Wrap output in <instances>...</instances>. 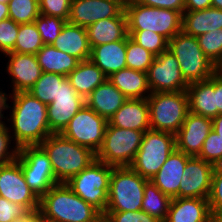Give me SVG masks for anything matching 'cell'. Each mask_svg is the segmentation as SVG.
<instances>
[{
  "label": "cell",
  "instance_id": "obj_1",
  "mask_svg": "<svg viewBox=\"0 0 222 222\" xmlns=\"http://www.w3.org/2000/svg\"><path fill=\"white\" fill-rule=\"evenodd\" d=\"M12 101L8 129L12 132V140L17 148L26 145H40L50 134L47 105L40 102L29 92L8 94Z\"/></svg>",
  "mask_w": 222,
  "mask_h": 222
},
{
  "label": "cell",
  "instance_id": "obj_2",
  "mask_svg": "<svg viewBox=\"0 0 222 222\" xmlns=\"http://www.w3.org/2000/svg\"><path fill=\"white\" fill-rule=\"evenodd\" d=\"M43 222H91L101 212L76 195L66 183H58L41 198Z\"/></svg>",
  "mask_w": 222,
  "mask_h": 222
},
{
  "label": "cell",
  "instance_id": "obj_3",
  "mask_svg": "<svg viewBox=\"0 0 222 222\" xmlns=\"http://www.w3.org/2000/svg\"><path fill=\"white\" fill-rule=\"evenodd\" d=\"M40 146L47 153L58 183H66L96 160L89 148L63 137L50 134Z\"/></svg>",
  "mask_w": 222,
  "mask_h": 222
},
{
  "label": "cell",
  "instance_id": "obj_4",
  "mask_svg": "<svg viewBox=\"0 0 222 222\" xmlns=\"http://www.w3.org/2000/svg\"><path fill=\"white\" fill-rule=\"evenodd\" d=\"M124 10L128 30H150L168 40L182 31L183 14L179 11L145 6L134 0H125Z\"/></svg>",
  "mask_w": 222,
  "mask_h": 222
},
{
  "label": "cell",
  "instance_id": "obj_5",
  "mask_svg": "<svg viewBox=\"0 0 222 222\" xmlns=\"http://www.w3.org/2000/svg\"><path fill=\"white\" fill-rule=\"evenodd\" d=\"M147 181L130 166L113 167L105 212L141 210Z\"/></svg>",
  "mask_w": 222,
  "mask_h": 222
},
{
  "label": "cell",
  "instance_id": "obj_6",
  "mask_svg": "<svg viewBox=\"0 0 222 222\" xmlns=\"http://www.w3.org/2000/svg\"><path fill=\"white\" fill-rule=\"evenodd\" d=\"M147 100L150 128L176 134L189 113L187 91L151 93Z\"/></svg>",
  "mask_w": 222,
  "mask_h": 222
},
{
  "label": "cell",
  "instance_id": "obj_7",
  "mask_svg": "<svg viewBox=\"0 0 222 222\" xmlns=\"http://www.w3.org/2000/svg\"><path fill=\"white\" fill-rule=\"evenodd\" d=\"M168 50L177 58L188 83L207 80L215 73V65L204 54L197 38L183 30L169 40Z\"/></svg>",
  "mask_w": 222,
  "mask_h": 222
},
{
  "label": "cell",
  "instance_id": "obj_8",
  "mask_svg": "<svg viewBox=\"0 0 222 222\" xmlns=\"http://www.w3.org/2000/svg\"><path fill=\"white\" fill-rule=\"evenodd\" d=\"M112 168L113 166L96 159L66 184L85 202L93 205L101 213H105Z\"/></svg>",
  "mask_w": 222,
  "mask_h": 222
},
{
  "label": "cell",
  "instance_id": "obj_9",
  "mask_svg": "<svg viewBox=\"0 0 222 222\" xmlns=\"http://www.w3.org/2000/svg\"><path fill=\"white\" fill-rule=\"evenodd\" d=\"M143 135V131L118 128L107 123L96 159L113 167L130 166L142 143Z\"/></svg>",
  "mask_w": 222,
  "mask_h": 222
},
{
  "label": "cell",
  "instance_id": "obj_10",
  "mask_svg": "<svg viewBox=\"0 0 222 222\" xmlns=\"http://www.w3.org/2000/svg\"><path fill=\"white\" fill-rule=\"evenodd\" d=\"M175 148V134L149 129L144 132L142 143L130 167L150 180Z\"/></svg>",
  "mask_w": 222,
  "mask_h": 222
},
{
  "label": "cell",
  "instance_id": "obj_11",
  "mask_svg": "<svg viewBox=\"0 0 222 222\" xmlns=\"http://www.w3.org/2000/svg\"><path fill=\"white\" fill-rule=\"evenodd\" d=\"M16 161L21 166L27 185L39 198L58 184L50 159L40 145L22 146Z\"/></svg>",
  "mask_w": 222,
  "mask_h": 222
},
{
  "label": "cell",
  "instance_id": "obj_12",
  "mask_svg": "<svg viewBox=\"0 0 222 222\" xmlns=\"http://www.w3.org/2000/svg\"><path fill=\"white\" fill-rule=\"evenodd\" d=\"M107 123L104 117L85 104L60 134L96 154L103 143Z\"/></svg>",
  "mask_w": 222,
  "mask_h": 222
},
{
  "label": "cell",
  "instance_id": "obj_13",
  "mask_svg": "<svg viewBox=\"0 0 222 222\" xmlns=\"http://www.w3.org/2000/svg\"><path fill=\"white\" fill-rule=\"evenodd\" d=\"M147 78L151 93L186 91L189 86L177 58L169 50L155 56L147 71Z\"/></svg>",
  "mask_w": 222,
  "mask_h": 222
},
{
  "label": "cell",
  "instance_id": "obj_14",
  "mask_svg": "<svg viewBox=\"0 0 222 222\" xmlns=\"http://www.w3.org/2000/svg\"><path fill=\"white\" fill-rule=\"evenodd\" d=\"M0 196L25 206L30 212L39 210L40 198L27 185L16 160L0 166Z\"/></svg>",
  "mask_w": 222,
  "mask_h": 222
},
{
  "label": "cell",
  "instance_id": "obj_15",
  "mask_svg": "<svg viewBox=\"0 0 222 222\" xmlns=\"http://www.w3.org/2000/svg\"><path fill=\"white\" fill-rule=\"evenodd\" d=\"M84 105L85 99L74 90L67 78L58 84L57 97L47 105L50 131L60 134Z\"/></svg>",
  "mask_w": 222,
  "mask_h": 222
},
{
  "label": "cell",
  "instance_id": "obj_16",
  "mask_svg": "<svg viewBox=\"0 0 222 222\" xmlns=\"http://www.w3.org/2000/svg\"><path fill=\"white\" fill-rule=\"evenodd\" d=\"M215 166L211 163L191 156L187 160L179 186V198L208 199L211 191L212 175Z\"/></svg>",
  "mask_w": 222,
  "mask_h": 222
},
{
  "label": "cell",
  "instance_id": "obj_17",
  "mask_svg": "<svg viewBox=\"0 0 222 222\" xmlns=\"http://www.w3.org/2000/svg\"><path fill=\"white\" fill-rule=\"evenodd\" d=\"M125 0H72L68 22L87 28L104 18L117 17Z\"/></svg>",
  "mask_w": 222,
  "mask_h": 222
},
{
  "label": "cell",
  "instance_id": "obj_18",
  "mask_svg": "<svg viewBox=\"0 0 222 222\" xmlns=\"http://www.w3.org/2000/svg\"><path fill=\"white\" fill-rule=\"evenodd\" d=\"M211 130L212 119L189 112L175 134L176 149L189 156H198Z\"/></svg>",
  "mask_w": 222,
  "mask_h": 222
},
{
  "label": "cell",
  "instance_id": "obj_19",
  "mask_svg": "<svg viewBox=\"0 0 222 222\" xmlns=\"http://www.w3.org/2000/svg\"><path fill=\"white\" fill-rule=\"evenodd\" d=\"M7 73L11 75L12 93L29 92L42 74L37 56L34 54H20L8 52Z\"/></svg>",
  "mask_w": 222,
  "mask_h": 222
},
{
  "label": "cell",
  "instance_id": "obj_20",
  "mask_svg": "<svg viewBox=\"0 0 222 222\" xmlns=\"http://www.w3.org/2000/svg\"><path fill=\"white\" fill-rule=\"evenodd\" d=\"M191 156L177 150L169 155L160 170L150 180L160 189L162 193L171 199L179 198V186L187 160Z\"/></svg>",
  "mask_w": 222,
  "mask_h": 222
},
{
  "label": "cell",
  "instance_id": "obj_21",
  "mask_svg": "<svg viewBox=\"0 0 222 222\" xmlns=\"http://www.w3.org/2000/svg\"><path fill=\"white\" fill-rule=\"evenodd\" d=\"M164 222H214L205 198H173Z\"/></svg>",
  "mask_w": 222,
  "mask_h": 222
},
{
  "label": "cell",
  "instance_id": "obj_22",
  "mask_svg": "<svg viewBox=\"0 0 222 222\" xmlns=\"http://www.w3.org/2000/svg\"><path fill=\"white\" fill-rule=\"evenodd\" d=\"M108 123L118 128L146 132L150 128L148 100L127 99Z\"/></svg>",
  "mask_w": 222,
  "mask_h": 222
},
{
  "label": "cell",
  "instance_id": "obj_23",
  "mask_svg": "<svg viewBox=\"0 0 222 222\" xmlns=\"http://www.w3.org/2000/svg\"><path fill=\"white\" fill-rule=\"evenodd\" d=\"M86 31L91 48L126 39L129 35L125 10L117 17L100 19L88 26Z\"/></svg>",
  "mask_w": 222,
  "mask_h": 222
},
{
  "label": "cell",
  "instance_id": "obj_24",
  "mask_svg": "<svg viewBox=\"0 0 222 222\" xmlns=\"http://www.w3.org/2000/svg\"><path fill=\"white\" fill-rule=\"evenodd\" d=\"M52 46L68 55L74 56L79 61L90 58L91 47L86 28L68 21L63 25L59 36L53 42Z\"/></svg>",
  "mask_w": 222,
  "mask_h": 222
},
{
  "label": "cell",
  "instance_id": "obj_25",
  "mask_svg": "<svg viewBox=\"0 0 222 222\" xmlns=\"http://www.w3.org/2000/svg\"><path fill=\"white\" fill-rule=\"evenodd\" d=\"M127 38L94 46L91 48L90 60L107 76L127 68Z\"/></svg>",
  "mask_w": 222,
  "mask_h": 222
},
{
  "label": "cell",
  "instance_id": "obj_26",
  "mask_svg": "<svg viewBox=\"0 0 222 222\" xmlns=\"http://www.w3.org/2000/svg\"><path fill=\"white\" fill-rule=\"evenodd\" d=\"M126 100L125 95L107 79L89 94L85 104L109 121Z\"/></svg>",
  "mask_w": 222,
  "mask_h": 222
},
{
  "label": "cell",
  "instance_id": "obj_27",
  "mask_svg": "<svg viewBox=\"0 0 222 222\" xmlns=\"http://www.w3.org/2000/svg\"><path fill=\"white\" fill-rule=\"evenodd\" d=\"M189 112L213 119L216 117V93L214 74L204 81L189 83L187 87Z\"/></svg>",
  "mask_w": 222,
  "mask_h": 222
},
{
  "label": "cell",
  "instance_id": "obj_28",
  "mask_svg": "<svg viewBox=\"0 0 222 222\" xmlns=\"http://www.w3.org/2000/svg\"><path fill=\"white\" fill-rule=\"evenodd\" d=\"M108 80L127 99H145L151 94L147 73L143 71L124 68L112 73Z\"/></svg>",
  "mask_w": 222,
  "mask_h": 222
},
{
  "label": "cell",
  "instance_id": "obj_29",
  "mask_svg": "<svg viewBox=\"0 0 222 222\" xmlns=\"http://www.w3.org/2000/svg\"><path fill=\"white\" fill-rule=\"evenodd\" d=\"M222 28V10L214 7L199 11H184L182 30L194 37Z\"/></svg>",
  "mask_w": 222,
  "mask_h": 222
},
{
  "label": "cell",
  "instance_id": "obj_30",
  "mask_svg": "<svg viewBox=\"0 0 222 222\" xmlns=\"http://www.w3.org/2000/svg\"><path fill=\"white\" fill-rule=\"evenodd\" d=\"M67 79L74 90L86 99L108 78L107 76L90 60L79 61L77 67L67 75Z\"/></svg>",
  "mask_w": 222,
  "mask_h": 222
},
{
  "label": "cell",
  "instance_id": "obj_31",
  "mask_svg": "<svg viewBox=\"0 0 222 222\" xmlns=\"http://www.w3.org/2000/svg\"><path fill=\"white\" fill-rule=\"evenodd\" d=\"M42 72L60 74L67 77L78 65L79 60L52 45L44 46L36 54Z\"/></svg>",
  "mask_w": 222,
  "mask_h": 222
},
{
  "label": "cell",
  "instance_id": "obj_32",
  "mask_svg": "<svg viewBox=\"0 0 222 222\" xmlns=\"http://www.w3.org/2000/svg\"><path fill=\"white\" fill-rule=\"evenodd\" d=\"M171 198L148 180L144 187V197L141 210L164 222L166 220Z\"/></svg>",
  "mask_w": 222,
  "mask_h": 222
},
{
  "label": "cell",
  "instance_id": "obj_33",
  "mask_svg": "<svg viewBox=\"0 0 222 222\" xmlns=\"http://www.w3.org/2000/svg\"><path fill=\"white\" fill-rule=\"evenodd\" d=\"M44 46L34 22L19 24V30L14 49L11 52L34 54Z\"/></svg>",
  "mask_w": 222,
  "mask_h": 222
},
{
  "label": "cell",
  "instance_id": "obj_34",
  "mask_svg": "<svg viewBox=\"0 0 222 222\" xmlns=\"http://www.w3.org/2000/svg\"><path fill=\"white\" fill-rule=\"evenodd\" d=\"M66 78L60 74L42 72L40 78L29 90V93L40 102L49 105L57 97L58 84H61Z\"/></svg>",
  "mask_w": 222,
  "mask_h": 222
},
{
  "label": "cell",
  "instance_id": "obj_35",
  "mask_svg": "<svg viewBox=\"0 0 222 222\" xmlns=\"http://www.w3.org/2000/svg\"><path fill=\"white\" fill-rule=\"evenodd\" d=\"M129 37L144 49L158 56L168 50L169 40L150 30H128Z\"/></svg>",
  "mask_w": 222,
  "mask_h": 222
},
{
  "label": "cell",
  "instance_id": "obj_36",
  "mask_svg": "<svg viewBox=\"0 0 222 222\" xmlns=\"http://www.w3.org/2000/svg\"><path fill=\"white\" fill-rule=\"evenodd\" d=\"M9 18L17 24L34 22L40 15L39 0H9Z\"/></svg>",
  "mask_w": 222,
  "mask_h": 222
},
{
  "label": "cell",
  "instance_id": "obj_37",
  "mask_svg": "<svg viewBox=\"0 0 222 222\" xmlns=\"http://www.w3.org/2000/svg\"><path fill=\"white\" fill-rule=\"evenodd\" d=\"M155 55L137 44L129 36L126 44V63L127 68L146 72L152 65Z\"/></svg>",
  "mask_w": 222,
  "mask_h": 222
},
{
  "label": "cell",
  "instance_id": "obj_38",
  "mask_svg": "<svg viewBox=\"0 0 222 222\" xmlns=\"http://www.w3.org/2000/svg\"><path fill=\"white\" fill-rule=\"evenodd\" d=\"M37 30L41 36L42 42L47 45H52L59 36L66 20L60 17H53L45 14H40L34 21Z\"/></svg>",
  "mask_w": 222,
  "mask_h": 222
},
{
  "label": "cell",
  "instance_id": "obj_39",
  "mask_svg": "<svg viewBox=\"0 0 222 222\" xmlns=\"http://www.w3.org/2000/svg\"><path fill=\"white\" fill-rule=\"evenodd\" d=\"M204 54L214 64L222 58V28L196 37Z\"/></svg>",
  "mask_w": 222,
  "mask_h": 222
},
{
  "label": "cell",
  "instance_id": "obj_40",
  "mask_svg": "<svg viewBox=\"0 0 222 222\" xmlns=\"http://www.w3.org/2000/svg\"><path fill=\"white\" fill-rule=\"evenodd\" d=\"M197 157L218 166L222 162V136L211 130Z\"/></svg>",
  "mask_w": 222,
  "mask_h": 222
},
{
  "label": "cell",
  "instance_id": "obj_41",
  "mask_svg": "<svg viewBox=\"0 0 222 222\" xmlns=\"http://www.w3.org/2000/svg\"><path fill=\"white\" fill-rule=\"evenodd\" d=\"M209 208L214 220L222 213V169L215 166L212 175Z\"/></svg>",
  "mask_w": 222,
  "mask_h": 222
},
{
  "label": "cell",
  "instance_id": "obj_42",
  "mask_svg": "<svg viewBox=\"0 0 222 222\" xmlns=\"http://www.w3.org/2000/svg\"><path fill=\"white\" fill-rule=\"evenodd\" d=\"M19 24L8 18L0 22V51L4 54L14 49Z\"/></svg>",
  "mask_w": 222,
  "mask_h": 222
},
{
  "label": "cell",
  "instance_id": "obj_43",
  "mask_svg": "<svg viewBox=\"0 0 222 222\" xmlns=\"http://www.w3.org/2000/svg\"><path fill=\"white\" fill-rule=\"evenodd\" d=\"M72 0H39L40 14L60 17L68 21Z\"/></svg>",
  "mask_w": 222,
  "mask_h": 222
},
{
  "label": "cell",
  "instance_id": "obj_44",
  "mask_svg": "<svg viewBox=\"0 0 222 222\" xmlns=\"http://www.w3.org/2000/svg\"><path fill=\"white\" fill-rule=\"evenodd\" d=\"M29 213L30 211L25 206L12 203L0 196V222H14Z\"/></svg>",
  "mask_w": 222,
  "mask_h": 222
},
{
  "label": "cell",
  "instance_id": "obj_45",
  "mask_svg": "<svg viewBox=\"0 0 222 222\" xmlns=\"http://www.w3.org/2000/svg\"><path fill=\"white\" fill-rule=\"evenodd\" d=\"M11 141L13 140L8 127H0V166L10 163L17 158L19 148L14 145L12 148Z\"/></svg>",
  "mask_w": 222,
  "mask_h": 222
},
{
  "label": "cell",
  "instance_id": "obj_46",
  "mask_svg": "<svg viewBox=\"0 0 222 222\" xmlns=\"http://www.w3.org/2000/svg\"><path fill=\"white\" fill-rule=\"evenodd\" d=\"M112 222H161L148 213L137 211L105 212Z\"/></svg>",
  "mask_w": 222,
  "mask_h": 222
},
{
  "label": "cell",
  "instance_id": "obj_47",
  "mask_svg": "<svg viewBox=\"0 0 222 222\" xmlns=\"http://www.w3.org/2000/svg\"><path fill=\"white\" fill-rule=\"evenodd\" d=\"M145 6L166 8L179 11L183 14L185 1L184 0H134Z\"/></svg>",
  "mask_w": 222,
  "mask_h": 222
},
{
  "label": "cell",
  "instance_id": "obj_48",
  "mask_svg": "<svg viewBox=\"0 0 222 222\" xmlns=\"http://www.w3.org/2000/svg\"><path fill=\"white\" fill-rule=\"evenodd\" d=\"M214 93H216V116L222 114V77L214 73Z\"/></svg>",
  "mask_w": 222,
  "mask_h": 222
},
{
  "label": "cell",
  "instance_id": "obj_49",
  "mask_svg": "<svg viewBox=\"0 0 222 222\" xmlns=\"http://www.w3.org/2000/svg\"><path fill=\"white\" fill-rule=\"evenodd\" d=\"M184 11H199L211 7L212 0H184Z\"/></svg>",
  "mask_w": 222,
  "mask_h": 222
},
{
  "label": "cell",
  "instance_id": "obj_50",
  "mask_svg": "<svg viewBox=\"0 0 222 222\" xmlns=\"http://www.w3.org/2000/svg\"><path fill=\"white\" fill-rule=\"evenodd\" d=\"M8 94L3 92V91H0V127H4V126H7L6 123L3 121L4 119H7L5 118L3 115L4 113L2 114L3 111L7 110L8 108ZM4 118V119H3Z\"/></svg>",
  "mask_w": 222,
  "mask_h": 222
},
{
  "label": "cell",
  "instance_id": "obj_51",
  "mask_svg": "<svg viewBox=\"0 0 222 222\" xmlns=\"http://www.w3.org/2000/svg\"><path fill=\"white\" fill-rule=\"evenodd\" d=\"M14 222H43L39 210L30 212L24 218L18 219Z\"/></svg>",
  "mask_w": 222,
  "mask_h": 222
},
{
  "label": "cell",
  "instance_id": "obj_52",
  "mask_svg": "<svg viewBox=\"0 0 222 222\" xmlns=\"http://www.w3.org/2000/svg\"><path fill=\"white\" fill-rule=\"evenodd\" d=\"M212 130L222 136V114L212 119Z\"/></svg>",
  "mask_w": 222,
  "mask_h": 222
},
{
  "label": "cell",
  "instance_id": "obj_53",
  "mask_svg": "<svg viewBox=\"0 0 222 222\" xmlns=\"http://www.w3.org/2000/svg\"><path fill=\"white\" fill-rule=\"evenodd\" d=\"M9 18L8 3H0V22Z\"/></svg>",
  "mask_w": 222,
  "mask_h": 222
},
{
  "label": "cell",
  "instance_id": "obj_54",
  "mask_svg": "<svg viewBox=\"0 0 222 222\" xmlns=\"http://www.w3.org/2000/svg\"><path fill=\"white\" fill-rule=\"evenodd\" d=\"M91 222H112L111 219L105 213H100L93 221Z\"/></svg>",
  "mask_w": 222,
  "mask_h": 222
},
{
  "label": "cell",
  "instance_id": "obj_55",
  "mask_svg": "<svg viewBox=\"0 0 222 222\" xmlns=\"http://www.w3.org/2000/svg\"><path fill=\"white\" fill-rule=\"evenodd\" d=\"M215 72L222 77V58L216 63Z\"/></svg>",
  "mask_w": 222,
  "mask_h": 222
},
{
  "label": "cell",
  "instance_id": "obj_56",
  "mask_svg": "<svg viewBox=\"0 0 222 222\" xmlns=\"http://www.w3.org/2000/svg\"><path fill=\"white\" fill-rule=\"evenodd\" d=\"M211 7L218 8L222 10V0H212Z\"/></svg>",
  "mask_w": 222,
  "mask_h": 222
},
{
  "label": "cell",
  "instance_id": "obj_57",
  "mask_svg": "<svg viewBox=\"0 0 222 222\" xmlns=\"http://www.w3.org/2000/svg\"><path fill=\"white\" fill-rule=\"evenodd\" d=\"M214 222H222V213L214 220Z\"/></svg>",
  "mask_w": 222,
  "mask_h": 222
},
{
  "label": "cell",
  "instance_id": "obj_58",
  "mask_svg": "<svg viewBox=\"0 0 222 222\" xmlns=\"http://www.w3.org/2000/svg\"><path fill=\"white\" fill-rule=\"evenodd\" d=\"M9 0H0V3H8Z\"/></svg>",
  "mask_w": 222,
  "mask_h": 222
},
{
  "label": "cell",
  "instance_id": "obj_59",
  "mask_svg": "<svg viewBox=\"0 0 222 222\" xmlns=\"http://www.w3.org/2000/svg\"><path fill=\"white\" fill-rule=\"evenodd\" d=\"M218 166L222 169V162Z\"/></svg>",
  "mask_w": 222,
  "mask_h": 222
}]
</instances>
